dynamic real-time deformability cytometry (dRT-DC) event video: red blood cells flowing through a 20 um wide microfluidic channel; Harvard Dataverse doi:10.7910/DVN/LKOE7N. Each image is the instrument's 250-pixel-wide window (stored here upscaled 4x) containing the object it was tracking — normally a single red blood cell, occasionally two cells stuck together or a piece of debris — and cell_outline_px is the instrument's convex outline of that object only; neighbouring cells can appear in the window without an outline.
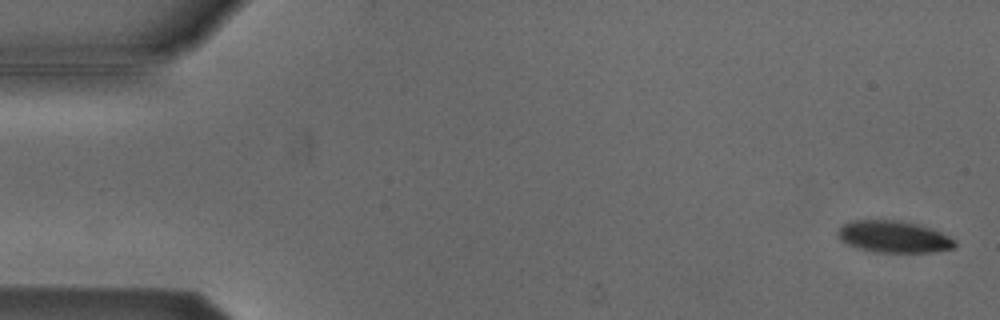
{"species": "Egyptian fruit bat (a non-hibernating species)", "species_latin": "Rousettus aegyptiacus", "temperature_condition": "cold", "stored_images_in_passage": 2, "camera_frame_rate_fps": 3000, "um_per_image_px": 0.085, "animal": {"sex": "male"}, "frame": {"image": 1, "passage_image": 2, "time_ms": 0.333, "image_size_px": [1000, 320], "cell_outline_px": [[956, 248], [932, 252], [876, 252], [860, 248], [848, 244], [840, 240], [836, 232], [844, 224], [852, 220], [900, 220], [916, 224], [940, 232], [956, 240]], "centroid_in_image_um": [75.97, 20.12], "position_along_channel_um": 9.0, "area_um2": 21.56}}